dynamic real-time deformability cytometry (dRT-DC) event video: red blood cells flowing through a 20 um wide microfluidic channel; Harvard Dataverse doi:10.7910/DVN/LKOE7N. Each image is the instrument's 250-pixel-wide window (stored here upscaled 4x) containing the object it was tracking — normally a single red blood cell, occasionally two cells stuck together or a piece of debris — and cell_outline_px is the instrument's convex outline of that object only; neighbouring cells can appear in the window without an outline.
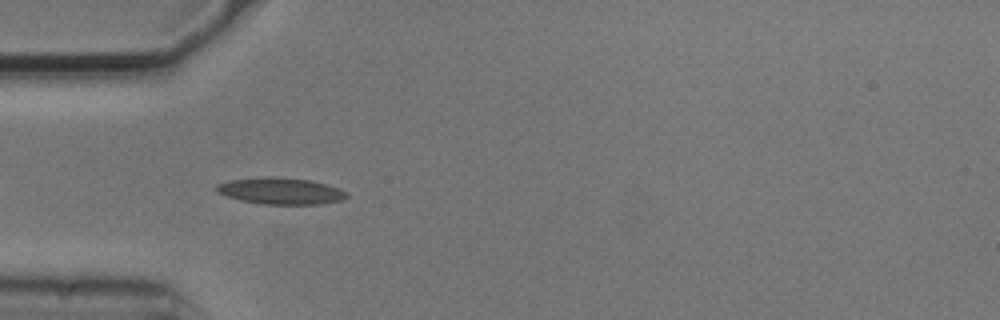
{"species": "common noctule bat (a hibernating species)", "species_latin": "Nyctalus noctula", "temperature_condition": "cold", "stored_images_in_passage": 42, "camera_frame_rate_fps": 3000, "um_per_image_px": 0.085, "animal": {"sex": "male", "body_mass_g": 20.5, "forearm_length_mm": 52.5}, "frame": {"image": 1, "passage_image": 4, "time_ms": 1.0, "image_size_px": [1000, 320], "cell_outline_px": [[348, 196], [340, 200], [320, 204], [260, 204], [240, 200], [224, 196], [216, 192], [216, 184], [232, 180], [264, 176], [308, 180], [340, 188], [348, 192]], "centroid_in_image_um": [23.82, 16.24], "position_along_channel_um": 61.2, "area_um2": 20.06}}
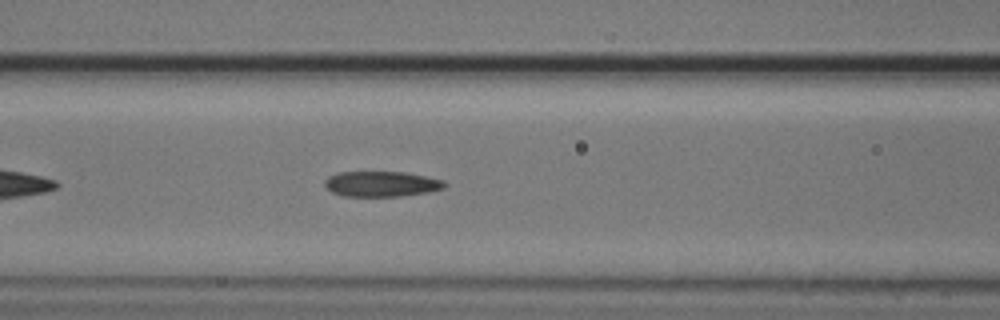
{"frame": {"image": 2, "passage_image": 10, "time_ms": 3.0, "image_size_px": [1000, 320], "cell_outline_px": [[448, 184], [444, 188], [428, 192], [400, 196], [344, 196], [332, 192], [324, 184], [324, 180], [328, 176], [340, 172], [404, 172], [444, 180]], "centroid_in_image_um": [32.43, 15.63], "position_along_channel_um": 134.2, "area_um2": 17.69}}
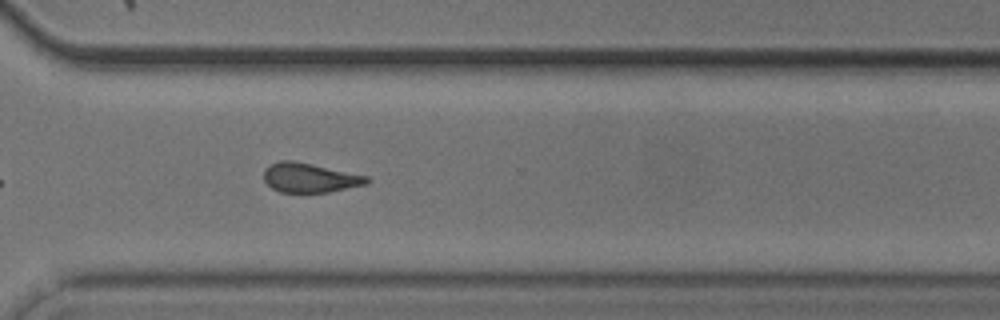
{"frame": {"image": 3, "passage_image": 27, "time_ms": 8.667, "image_size_px": [1000, 320], "cell_outline_px": [[368, 184], [328, 192], [280, 192], [272, 188], [264, 180], [264, 168], [280, 160], [292, 160], [312, 164], [368, 176]], "centroid_in_image_um": [26.31, 15.11], "position_along_channel_um": 344.3, "area_um2": 17.51}, "authors_computed_cell_mechanics": {"area_um2": 18.0336, "velocity_mm_per_s": 3.7167, "shape_relaxation_time_tau1_ms": 4.443, "shape_relaxation_time_tau2_ms": 2.4606, "deformation_change_tau1": 0.1307, "deformation_change_tau2": 0.0891}}